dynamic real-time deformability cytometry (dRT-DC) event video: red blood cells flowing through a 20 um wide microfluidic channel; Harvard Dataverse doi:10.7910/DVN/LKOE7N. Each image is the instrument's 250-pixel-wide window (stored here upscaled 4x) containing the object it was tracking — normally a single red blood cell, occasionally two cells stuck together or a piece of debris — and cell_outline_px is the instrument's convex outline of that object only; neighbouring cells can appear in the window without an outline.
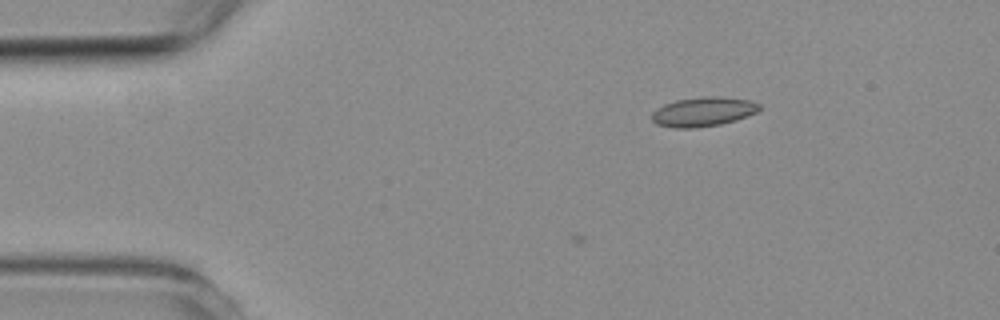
{"species": "common noctule bat (a hibernating species)", "species_latin": "Nyctalus noctula", "temperature_condition": "room temperature", "stored_images_in_passage": 2, "camera_frame_rate_fps": 3000, "um_per_image_px": 0.085, "animal": {"sex": "female", "body_mass_g": 19.3, "forearm_length_mm": 54.1}, "frame": {"image": 1, "passage_image": 2, "time_ms": 1.0, "image_size_px": [1000, 320], "cell_outline_px": [[760, 108], [756, 112], [736, 120], [720, 124], [692, 128], [672, 128], [656, 124], [652, 120], [652, 112], [656, 108], [664, 104], [676, 100], [704, 96], [720, 96], [748, 100], [760, 104]], "centroid_in_image_um": [59.73, 9.49], "position_along_channel_um": 25.3, "area_um2": 18.38}}